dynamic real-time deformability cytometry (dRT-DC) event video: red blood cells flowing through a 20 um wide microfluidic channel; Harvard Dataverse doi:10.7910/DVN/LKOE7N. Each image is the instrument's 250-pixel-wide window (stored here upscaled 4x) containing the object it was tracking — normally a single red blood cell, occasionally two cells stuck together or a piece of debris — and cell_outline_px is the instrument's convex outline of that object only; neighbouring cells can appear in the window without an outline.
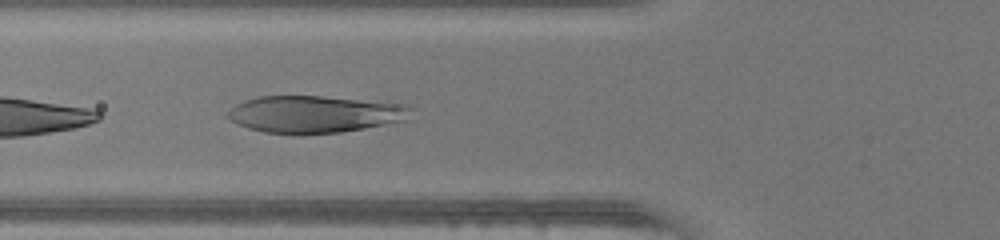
{"species": "human", "species_latin": "Homo sapiens", "temperature_condition": "warm", "stored_images_in_passage": 7, "camera_frame_rate_fps": 3000, "um_per_image_px": 0.085, "donor": {"sex": "female"}, "frame": {"image": 1, "passage_image": 3, "time_ms": 0.667, "image_size_px": [1000, 240], "cell_outline_px": [[412, 108], [404, 120], [364, 128], [340, 132], [300, 136], [264, 132], [248, 128], [236, 124], [228, 120], [224, 116], [236, 104], [244, 100], [256, 96], [320, 96], [404, 104]], "centroid_in_image_um": [26.63, 9.73], "position_along_channel_um": 99.2, "area_um2": 39.82}}